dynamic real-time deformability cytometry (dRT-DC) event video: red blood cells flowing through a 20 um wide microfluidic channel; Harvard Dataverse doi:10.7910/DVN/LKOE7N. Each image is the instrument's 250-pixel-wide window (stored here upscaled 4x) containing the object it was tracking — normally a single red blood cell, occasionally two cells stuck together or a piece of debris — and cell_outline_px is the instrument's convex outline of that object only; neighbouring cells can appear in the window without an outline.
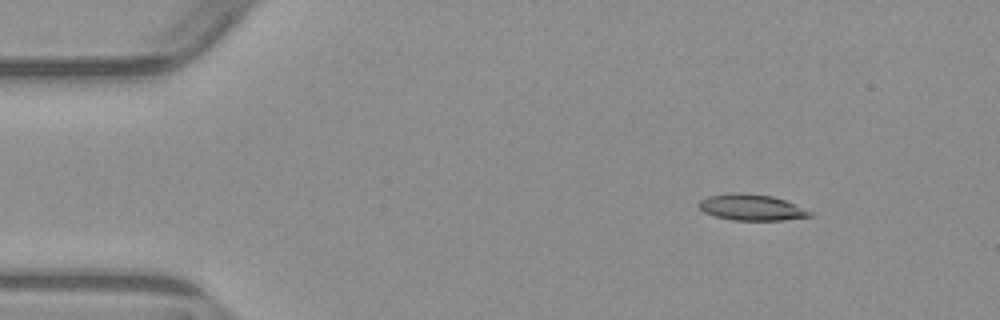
{"species": "common noctule bat (a hibernating species)", "species_latin": "Nyctalus noctula", "temperature_condition": "warm", "stored_images_in_passage": 3, "camera_frame_rate_fps": 3000, "um_per_image_px": 0.085, "animal": {"sex": "male", "body_mass_g": 23.1, "forearm_length_mm": 52.7}, "frame": {"image": 1, "passage_image": 1, "time_ms": 0.0, "image_size_px": [1000, 320], "cell_outline_px": [[812, 216], [784, 220], [732, 220], [716, 216], [704, 212], [696, 204], [700, 200], [708, 196], [728, 192], [744, 192], [772, 196], [784, 200], [812, 212]], "centroid_in_image_um": [63.83, 17.61], "position_along_channel_um": 21.2, "area_um2": 16.94}}